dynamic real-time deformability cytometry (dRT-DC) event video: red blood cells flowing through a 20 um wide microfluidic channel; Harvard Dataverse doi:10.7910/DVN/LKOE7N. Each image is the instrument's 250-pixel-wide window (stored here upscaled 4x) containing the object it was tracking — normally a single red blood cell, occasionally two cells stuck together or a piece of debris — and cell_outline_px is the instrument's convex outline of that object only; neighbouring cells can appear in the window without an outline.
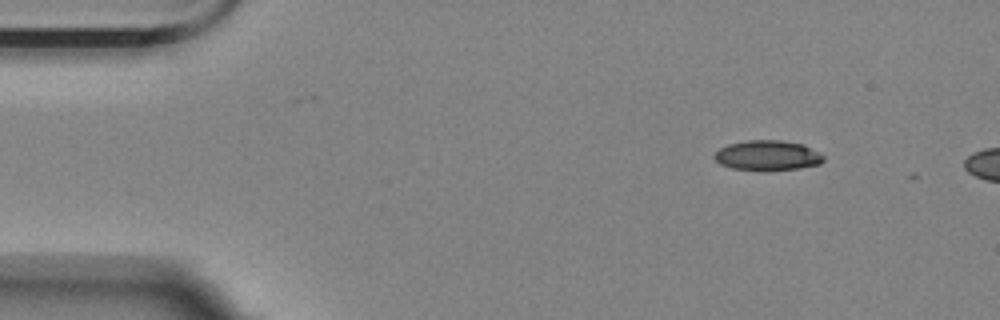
{"species": "Egyptian fruit bat (a non-hibernating species)", "species_latin": "Rousettus aegyptiacus", "temperature_condition": "room temperature", "stored_images_in_passage": 5, "camera_frame_rate_fps": 3000, "um_per_image_px": 0.085, "animal": {"sex": "female"}, "frame": {"image": 1, "passage_image": 1, "time_ms": 0.0, "image_size_px": [1000, 320], "cell_outline_px": [[824, 160], [820, 164], [800, 168], [732, 168], [720, 164], [712, 156], [720, 148], [728, 144], [744, 140], [780, 140], [804, 144], [820, 152], [824, 156]], "centroid_in_image_um": [65.26, 13.16], "position_along_channel_um": 19.7, "area_um2": 18.61}}